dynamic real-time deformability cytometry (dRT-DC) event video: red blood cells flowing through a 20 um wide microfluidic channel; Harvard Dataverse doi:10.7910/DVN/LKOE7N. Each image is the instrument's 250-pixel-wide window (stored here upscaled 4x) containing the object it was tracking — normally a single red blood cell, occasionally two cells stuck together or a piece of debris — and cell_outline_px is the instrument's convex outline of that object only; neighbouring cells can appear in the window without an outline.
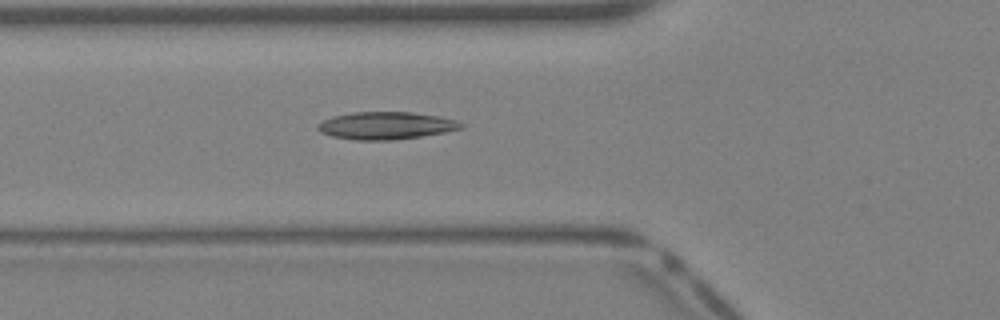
{"species": "Egyptian fruit bat (a non-hibernating species)", "species_latin": "Rousettus aegyptiacus", "temperature_condition": "warm", "stored_images_in_passage": 30, "camera_frame_rate_fps": 3000, "um_per_image_px": 0.085, "animal": {"sex": "female"}, "frame": {"image": 1, "passage_image": 5, "time_ms": 1.333, "image_size_px": [1000, 320], "cell_outline_px": [[464, 128], [444, 132], [420, 136], [392, 140], [356, 140], [332, 136], [320, 132], [316, 128], [316, 124], [332, 116], [352, 112], [412, 112], [440, 116], [456, 120], [464, 124]], "centroid_in_image_um": [32.8, 10.67], "position_along_channel_um": 93.0, "area_um2": 23.0}}
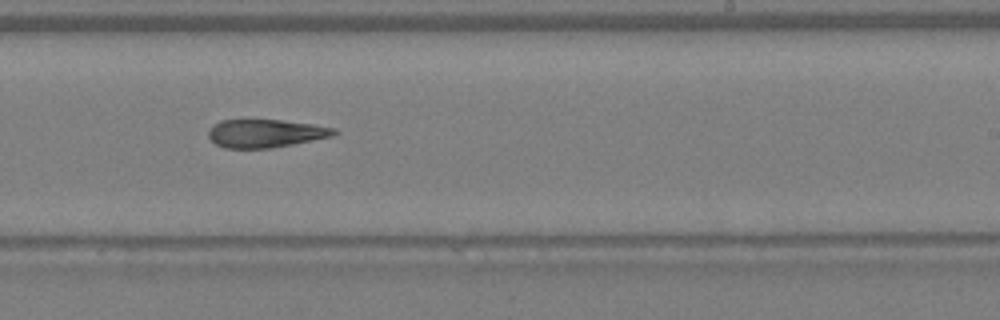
{"frame": {"image": 2, "passage_image": 15, "time_ms": 4.667, "image_size_px": [1000, 320], "cell_outline_px": [[340, 132], [332, 136], [272, 148], [224, 148], [216, 144], [208, 136], [208, 132], [212, 124], [220, 120], [284, 120], [312, 124], [336, 128]], "centroid_in_image_um": [22.57, 11.33], "position_along_channel_um": 266.4, "area_um2": 20.63}}
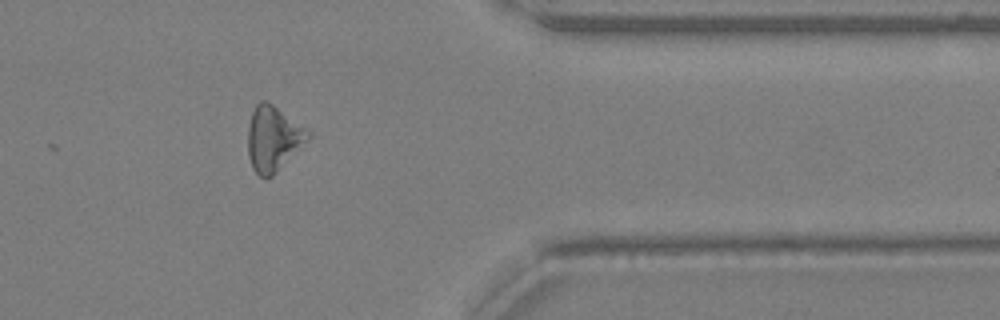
{"frame": {"image": 3, "passage_image": 23, "time_ms": 7.333, "image_size_px": [1000, 320], "cell_outline_px": [[312, 136], [272, 176], [260, 176], [252, 168], [248, 156], [248, 128], [252, 112], [256, 104], [260, 100], [264, 100], [272, 104], [312, 132]], "centroid_in_image_um": [23.22, 11.76], "position_along_channel_um": 388.2, "area_um2": 22.54}}